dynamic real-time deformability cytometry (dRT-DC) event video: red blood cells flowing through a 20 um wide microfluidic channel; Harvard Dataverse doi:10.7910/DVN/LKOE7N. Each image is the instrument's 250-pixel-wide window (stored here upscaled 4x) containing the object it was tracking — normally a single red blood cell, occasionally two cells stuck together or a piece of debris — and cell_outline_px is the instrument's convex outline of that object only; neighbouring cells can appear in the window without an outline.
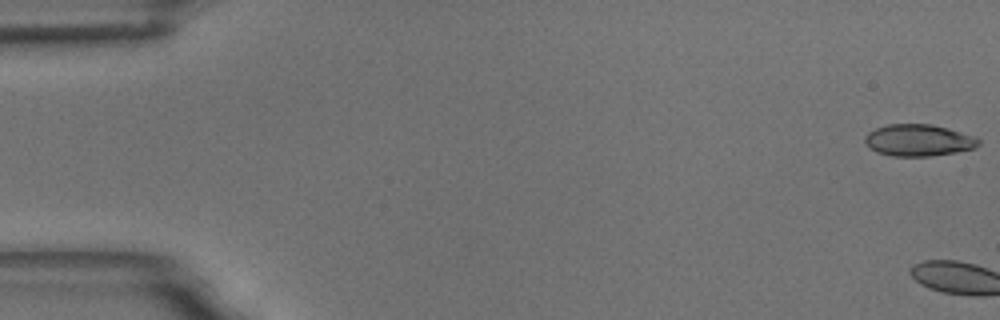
{"species": "common noctule bat (a hibernating species)", "species_latin": "Nyctalus noctula", "temperature_condition": "room temperature", "stored_images_in_passage": 3, "camera_frame_rate_fps": 3000, "um_per_image_px": 0.085, "animal": {"sex": "male", "body_mass_g": 18.8}, "frame": {"image": 1, "passage_image": 1, "time_ms": 0.0, "image_size_px": [1000, 320], "cell_outline_px": [[980, 144], [976, 148], [956, 152], [928, 156], [892, 156], [876, 152], [864, 144], [864, 136], [868, 132], [876, 128], [888, 124], [932, 124], [948, 128], [976, 136], [980, 140]], "centroid_in_image_um": [78.07, 11.92], "position_along_channel_um": 6.9, "area_um2": 21.27}}